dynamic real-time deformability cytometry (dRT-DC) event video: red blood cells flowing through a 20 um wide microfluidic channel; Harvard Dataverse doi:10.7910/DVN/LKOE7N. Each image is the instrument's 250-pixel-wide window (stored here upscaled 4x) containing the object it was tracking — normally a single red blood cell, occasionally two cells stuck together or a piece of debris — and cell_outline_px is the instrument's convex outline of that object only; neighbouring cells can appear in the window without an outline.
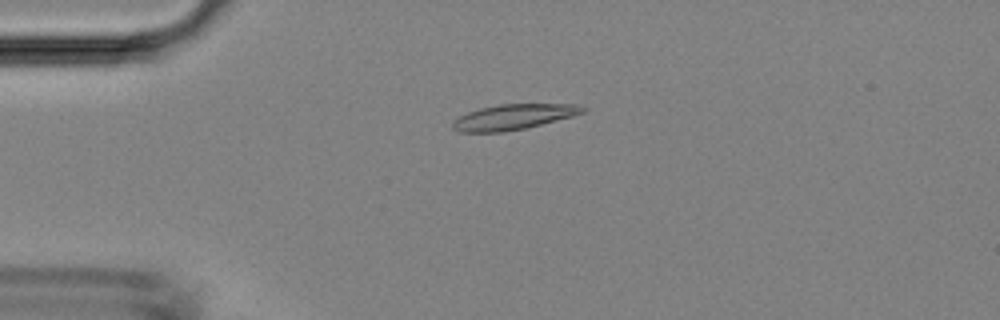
{"species": "Egyptian fruit bat (a non-hibernating species)", "species_latin": "Rousettus aegyptiacus", "temperature_condition": "room temperature", "stored_images_in_passage": 48, "camera_frame_rate_fps": 3000, "um_per_image_px": 0.085, "animal": {"sex": "female"}, "frame": {"image": 1, "passage_image": 12, "time_ms": 3.667, "image_size_px": [1000, 320], "cell_outline_px": [[588, 108], [584, 112], [572, 116], [524, 128], [504, 132], [456, 132], [452, 128], [452, 120], [468, 112], [480, 108], [500, 104], [580, 104]], "centroid_in_image_um": [43.62, 9.93], "position_along_channel_um": 41.4, "area_um2": 19.19}}
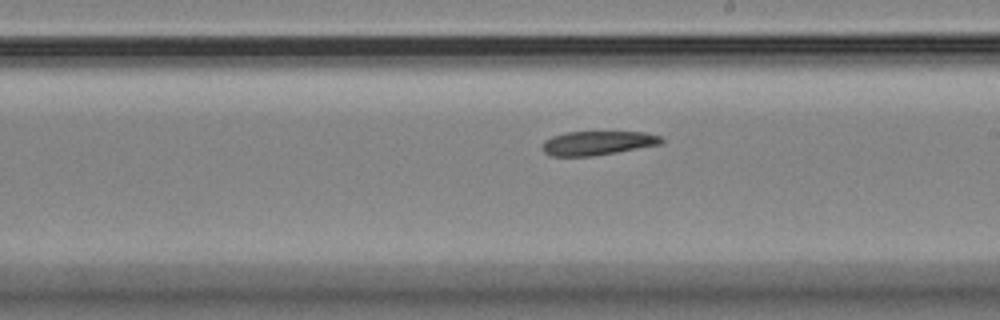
{"frame": {"image": 2, "passage_image": 28, "time_ms": 9.0, "image_size_px": [1000, 320], "cell_outline_px": [[664, 140], [660, 144], [616, 152], [592, 156], [548, 156], [540, 148], [544, 140], [552, 136], [564, 132], [644, 132], [660, 136]], "centroid_in_image_um": [50.72, 12.16], "position_along_channel_um": 238.3, "area_um2": 16.7}}
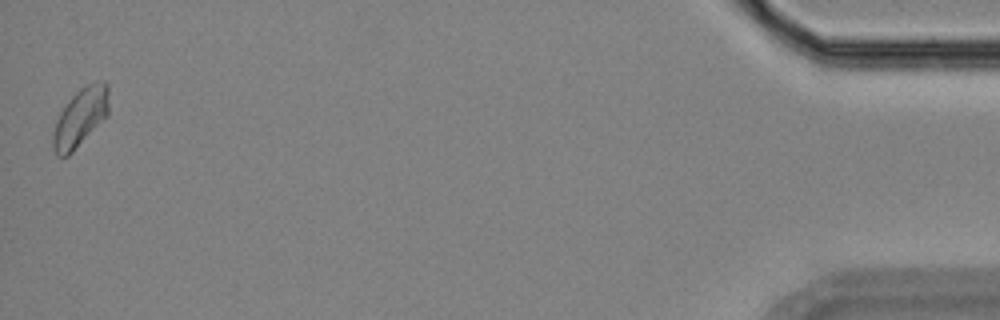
{"frame": {"image": 3, "passage_image": 48, "time_ms": 15.667, "image_size_px": [1000, 320], "cell_outline_px": [[108, 116], [68, 156], [56, 156], [52, 148], [52, 132], [56, 120], [60, 112], [68, 100], [80, 88], [88, 84], [104, 80], [108, 84]], "centroid_in_image_um": [6.81, 9.99], "position_along_channel_um": 428.4, "area_um2": 19.13}}